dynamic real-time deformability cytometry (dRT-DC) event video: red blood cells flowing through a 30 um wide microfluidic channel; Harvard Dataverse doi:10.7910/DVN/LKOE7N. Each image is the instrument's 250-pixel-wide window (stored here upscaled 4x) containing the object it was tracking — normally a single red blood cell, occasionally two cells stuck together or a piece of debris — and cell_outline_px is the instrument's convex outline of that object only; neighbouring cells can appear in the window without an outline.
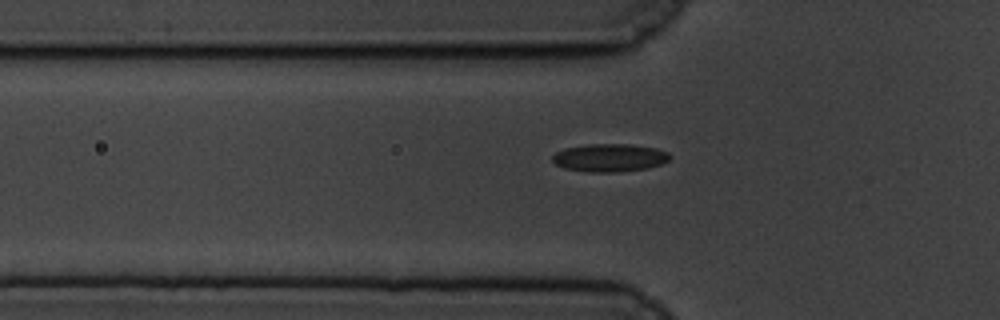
{"species": "common noctule bat (a hibernating species)", "species_latin": "Nyctalus noctula", "temperature_condition": "cold", "stored_images_in_passage": 43, "camera_frame_rate_fps": 3000, "um_per_image_px": 0.085, "animal": {"sex": "male", "body_mass_g": 19.5, "forearm_length_mm": 54.6}, "frame": {"image": 1, "passage_image": 6, "time_ms": 1.667, "image_size_px": [1000, 320], "cell_outline_px": [[672, 156], [668, 160], [660, 164], [648, 168], [616, 172], [588, 172], [564, 168], [556, 164], [552, 160], [552, 156], [556, 152], [564, 148], [588, 144], [628, 144], [656, 148], [668, 152]], "centroid_in_image_um": [51.81, 13.4], "position_along_channel_um": 74.0, "area_um2": 19.13}}
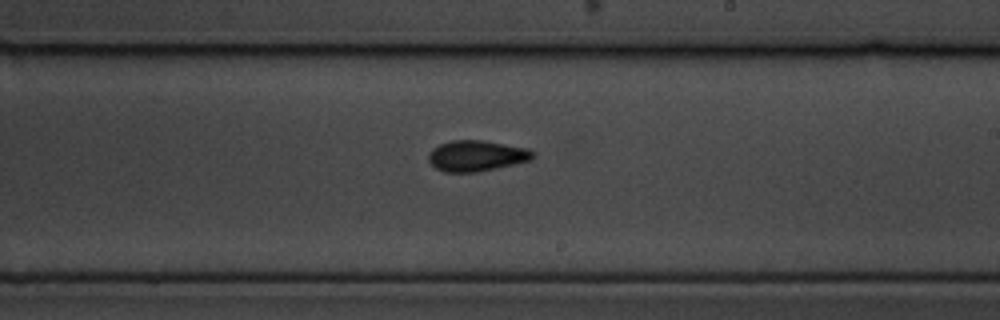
{"frame": {"image": 2, "passage_image": 21, "time_ms": 6.667, "image_size_px": [1000, 320], "cell_outline_px": [[536, 156], [532, 160], [496, 168], [476, 172], [444, 172], [436, 168], [428, 160], [428, 152], [432, 148], [440, 144], [452, 140], [484, 140], [528, 148], [536, 152]], "centroid_in_image_um": [40.53, 13.23], "position_along_channel_um": 248.5, "area_um2": 18.96}}
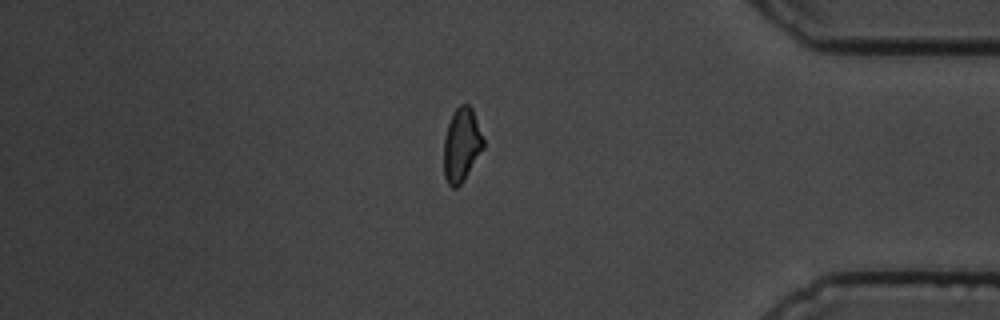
{"frame": {"image": 3, "passage_image": 36, "time_ms": 11.667, "image_size_px": [1000, 320], "cell_outline_px": [[484, 148], [464, 180], [456, 188], [452, 188], [448, 184], [444, 176], [444, 136], [452, 112], [460, 104], [468, 104], [472, 108], [484, 140]], "centroid_in_image_um": [39.23, 12.31], "position_along_channel_um": 396.0, "area_um2": 17.11}}